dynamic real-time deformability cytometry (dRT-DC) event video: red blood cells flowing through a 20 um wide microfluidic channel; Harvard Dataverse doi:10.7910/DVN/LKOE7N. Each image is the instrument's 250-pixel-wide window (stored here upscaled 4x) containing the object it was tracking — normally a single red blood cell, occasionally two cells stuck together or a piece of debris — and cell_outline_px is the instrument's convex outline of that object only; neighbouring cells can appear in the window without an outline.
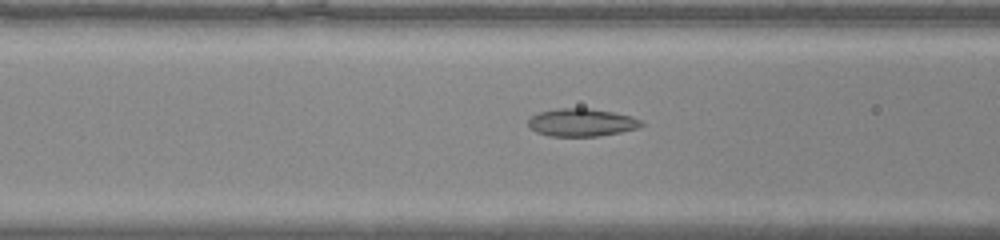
{"species": "common noctule bat (a hibernating species)", "species_latin": "Nyctalus noctula", "temperature_condition": "warm", "stored_images_in_passage": 28, "camera_frame_rate_fps": 3000, "um_per_image_px": 0.085, "animal": {"sex": "male", "body_mass_g": 20.0, "forearm_length_mm": 53.3}, "frame": {"image": 1, "passage_image": 9, "time_ms": 2.667, "image_size_px": [1000, 240], "cell_outline_px": [[644, 124], [636, 128], [620, 132], [600, 136], [548, 136], [536, 132], [528, 124], [528, 120], [532, 116], [540, 112], [556, 108], [592, 108], [632, 116], [640, 120]], "centroid_in_image_um": [49.43, 10.4], "position_along_channel_um": 117.2, "area_um2": 18.26}}
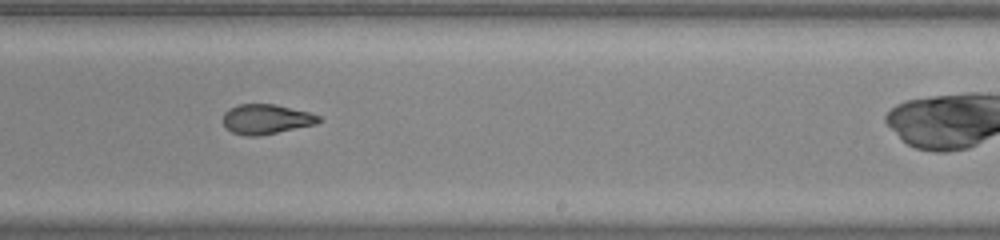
{"frame": {"image": 2, "passage_image": 19, "time_ms": 6.0, "image_size_px": [1000, 240], "cell_outline_px": [[324, 120], [316, 124], [260, 136], [248, 136], [232, 132], [224, 124], [224, 112], [228, 108], [240, 104], [276, 104], [308, 112], [320, 116]], "centroid_in_image_um": [22.65, 10.12], "position_along_channel_um": 266.3, "area_um2": 16.65}}
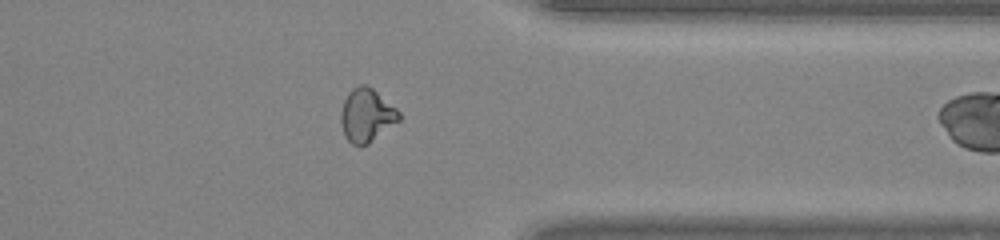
{"frame": {"image": 3, "passage_image": 27, "time_ms": 8.667, "image_size_px": [1000, 240], "cell_outline_px": [[400, 120], [368, 144], [360, 148], [352, 144], [344, 136], [340, 120], [340, 112], [344, 100], [348, 92], [352, 88], [360, 84], [364, 84], [372, 88], [396, 108], [400, 112]], "centroid_in_image_um": [31.13, 9.82], "position_along_channel_um": 380.3, "area_um2": 18.21}}